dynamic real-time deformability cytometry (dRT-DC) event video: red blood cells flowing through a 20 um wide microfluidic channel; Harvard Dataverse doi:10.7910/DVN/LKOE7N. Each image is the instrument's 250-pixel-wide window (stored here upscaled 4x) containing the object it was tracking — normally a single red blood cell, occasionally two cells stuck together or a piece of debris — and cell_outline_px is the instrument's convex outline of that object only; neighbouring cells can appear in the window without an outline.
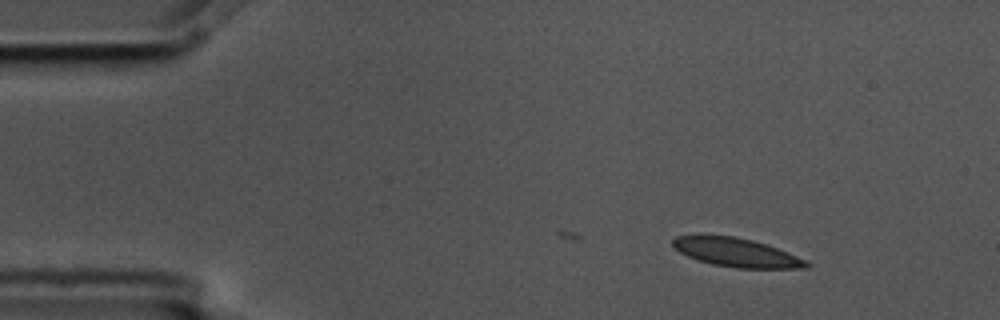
{"species": "common noctule bat (a hibernating species)", "species_latin": "Nyctalus noctula", "temperature_condition": "cold", "stored_images_in_passage": 3, "camera_frame_rate_fps": 3000, "um_per_image_px": 0.085, "animal": {"sex": "male", "body_mass_g": 17.5, "forearm_length_mm": 52.3}, "frame": {"image": 1, "passage_image": 3, "time_ms": 0.667, "image_size_px": [1000, 320], "cell_outline_px": [[812, 264], [808, 268], [736, 268], [712, 264], [688, 256], [680, 252], [672, 244], [672, 240], [676, 236], [696, 232], [736, 236], [768, 244], [808, 260]], "centroid_in_image_um": [62.57, 21.41], "position_along_channel_um": 22.4, "area_um2": 23.12}}